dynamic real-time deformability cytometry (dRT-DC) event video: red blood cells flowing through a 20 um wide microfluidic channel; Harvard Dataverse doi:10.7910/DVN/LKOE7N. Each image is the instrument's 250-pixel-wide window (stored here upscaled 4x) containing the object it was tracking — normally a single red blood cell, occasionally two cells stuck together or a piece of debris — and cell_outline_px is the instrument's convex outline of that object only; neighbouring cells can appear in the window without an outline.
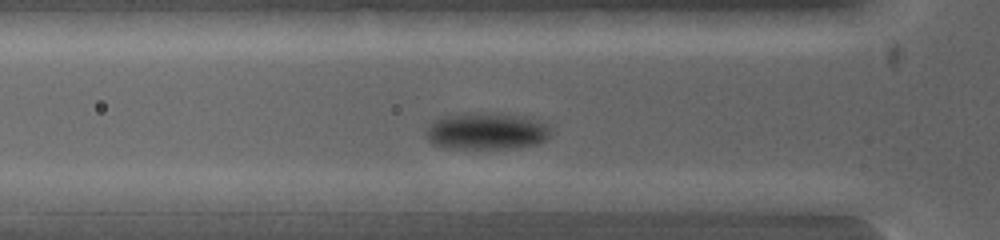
{"species": "common noctule bat (a hibernating species)", "species_latin": "Nyctalus noctula", "temperature_condition": "warm", "stored_images_in_passage": 3, "camera_frame_rate_fps": 5000, "um_per_image_px": 0.085, "animal": {"sex": "female", "body_mass_g": 19.0, "forearm_length_mm": 53.3}, "frame": {"image": 1, "passage_image": 3, "time_ms": 0.4, "image_size_px": [1000, 240], "cell_outline_px": [[620, 200], [608, 212], [500, 212], [496, 200], [560, 192]], "centroid_in_image_um": [47.32, 17.31], "position_along_channel_um": 78.5, "area_um2": 13.64}}